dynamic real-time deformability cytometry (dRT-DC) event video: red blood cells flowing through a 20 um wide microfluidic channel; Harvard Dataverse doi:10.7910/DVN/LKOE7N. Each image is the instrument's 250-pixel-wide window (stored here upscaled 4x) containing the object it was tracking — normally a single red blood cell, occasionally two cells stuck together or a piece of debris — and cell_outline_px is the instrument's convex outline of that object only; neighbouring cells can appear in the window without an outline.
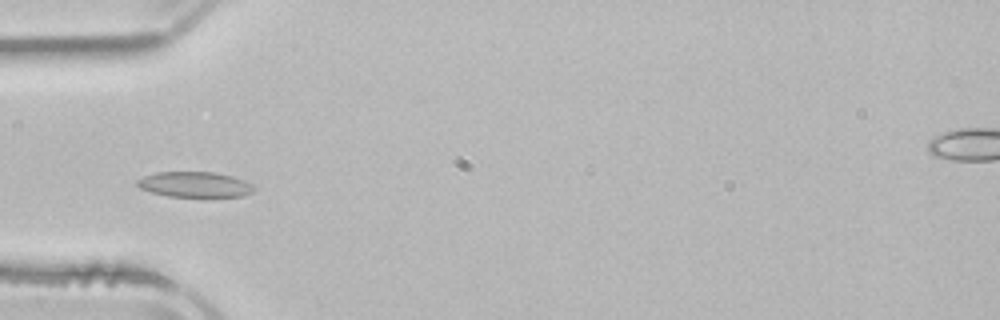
{"species": "common noctule bat (a hibernating species)", "species_latin": "Nyctalus noctula", "temperature_condition": "room temperature", "stored_images_in_passage": 5, "camera_frame_rate_fps": 3000, "um_per_image_px": 0.085, "animal": {"sex": "male", "body_mass_g": 21.5, "forearm_length_mm": 52.0}, "frame": {"image": 1, "passage_image": 4, "time_ms": 4.0, "image_size_px": [1000, 320], "cell_outline_px": [[256, 188], [252, 192], [244, 196], [168, 196], [152, 192], [140, 188], [136, 184], [136, 180], [144, 176], [156, 172], [216, 172], [232, 176], [244, 180], [252, 184]], "centroid_in_image_um": [16.56, 15.67], "position_along_channel_um": 68.4, "area_um2": 17.22}}
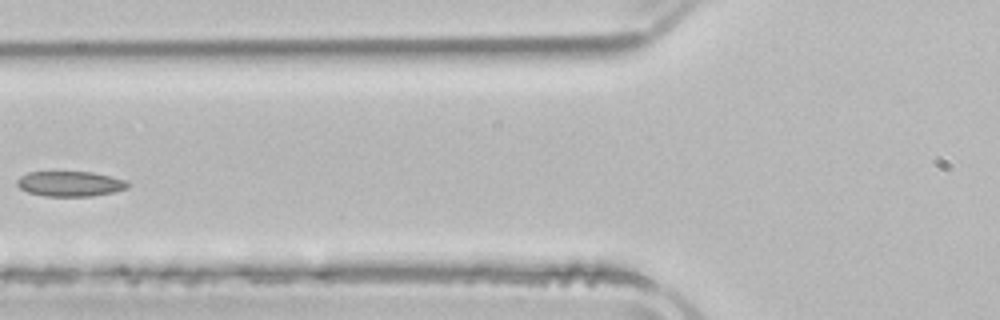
{"frame": {"image": 2, "passage_image": 5, "time_ms": 5.333, "image_size_px": [1000, 320], "cell_outline_px": [[132, 184], [128, 188], [112, 192], [92, 196], [44, 196], [28, 192], [20, 188], [16, 184], [16, 180], [20, 176], [28, 172], [92, 172], [128, 180]], "centroid_in_image_um": [5.98, 15.62], "position_along_channel_um": 119.8, "area_um2": 16.36}}